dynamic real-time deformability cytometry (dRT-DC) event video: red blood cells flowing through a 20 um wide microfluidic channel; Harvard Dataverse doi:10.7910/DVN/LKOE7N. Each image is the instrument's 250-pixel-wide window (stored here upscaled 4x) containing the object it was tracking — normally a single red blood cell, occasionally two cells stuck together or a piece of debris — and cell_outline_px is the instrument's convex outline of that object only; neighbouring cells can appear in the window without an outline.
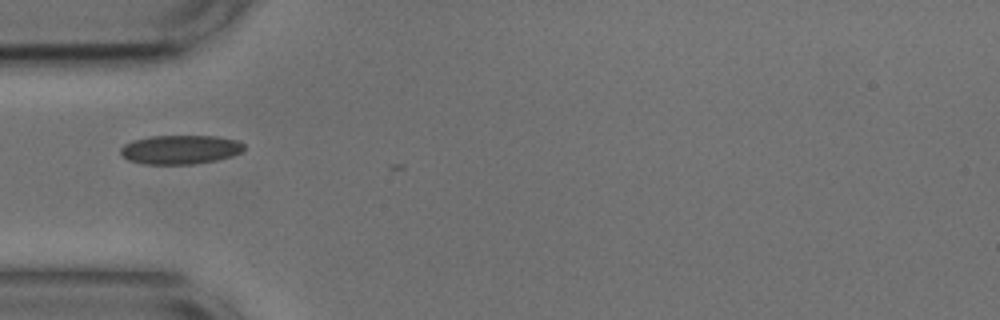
{"species": "common noctule bat (a hibernating species)", "species_latin": "Nyctalus noctula", "temperature_condition": "cold", "stored_images_in_passage": 14, "camera_frame_rate_fps": 3000, "um_per_image_px": 0.085, "animal": {"sex": "male", "body_mass_g": 17.9, "forearm_length_mm": 54.2}, "frame": {"image": 1, "passage_image": 1, "time_ms": 0.0, "image_size_px": [1000, 320], "cell_outline_px": [[244, 148], [240, 152], [232, 156], [216, 160], [192, 164], [144, 164], [128, 160], [120, 152], [120, 148], [124, 144], [132, 140], [148, 136], [216, 136], [240, 140], [244, 144]], "centroid_in_image_um": [15.32, 12.7], "position_along_channel_um": 69.7, "area_um2": 20.98}}
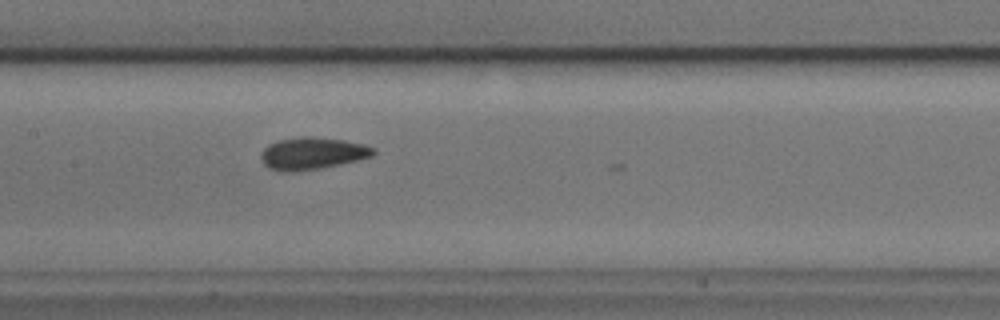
{"frame": {"image": 2, "passage_image": 10, "time_ms": 3.0, "image_size_px": [1000, 320], "cell_outline_px": [[376, 152], [372, 156], [360, 160], [320, 168], [292, 172], [288, 172], [268, 168], [264, 164], [260, 156], [260, 152], [268, 144], [280, 140], [300, 136], [312, 136], [344, 140], [364, 144], [376, 148]], "centroid_in_image_um": [26.56, 13.03], "position_along_channel_um": 180.8, "area_um2": 21.21}}
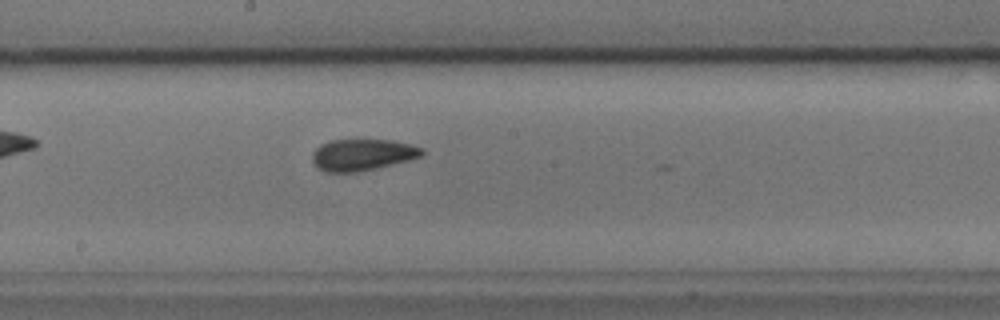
{"frame": {"image": 3, "passage_image": 13, "time_ms": 4.0, "image_size_px": [1000, 320], "cell_outline_px": [[424, 152], [420, 156], [408, 160], [376, 168], [356, 172], [324, 172], [316, 168], [312, 160], [312, 152], [320, 144], [328, 140], [392, 140], [424, 148]], "centroid_in_image_um": [30.74, 13.15], "position_along_channel_um": 217.5, "area_um2": 20.17}}